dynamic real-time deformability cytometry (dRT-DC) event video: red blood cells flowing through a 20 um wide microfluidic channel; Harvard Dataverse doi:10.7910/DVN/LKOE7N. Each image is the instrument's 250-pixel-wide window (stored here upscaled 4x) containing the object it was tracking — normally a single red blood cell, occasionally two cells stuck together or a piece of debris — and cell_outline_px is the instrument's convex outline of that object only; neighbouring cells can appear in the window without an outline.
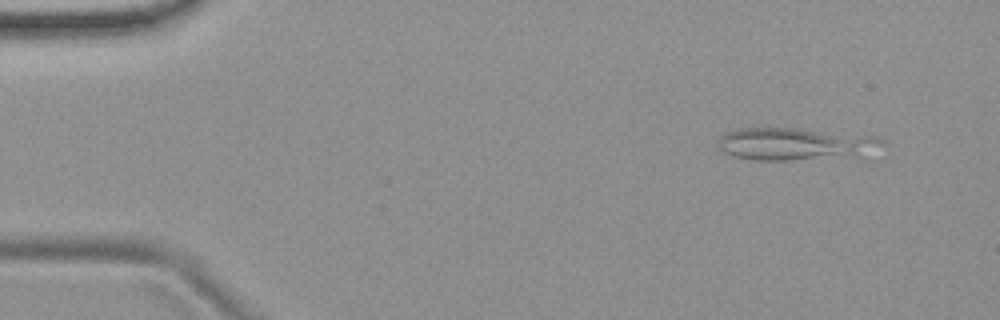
{"species": "common noctule bat (a hibernating species)", "species_latin": "Nyctalus noctula", "temperature_condition": "room temperature", "stored_images_in_passage": 6, "camera_frame_rate_fps": 3000, "um_per_image_px": 0.085, "animal": {"sex": "female", "body_mass_g": 19.9}, "frame": {"image": 1, "passage_image": 5, "time_ms": 1.333, "image_size_px": [1000, 320], "cell_outline_px": [[884, 144], [860, 156], [788, 160], [756, 160], [732, 156], [716, 148], [716, 144], [720, 136], [724, 132], [740, 128], [792, 128], [876, 136], [884, 140]], "centroid_in_image_um": [67.51, 12.24], "position_along_channel_um": 17.5, "area_um2": 31.04}}